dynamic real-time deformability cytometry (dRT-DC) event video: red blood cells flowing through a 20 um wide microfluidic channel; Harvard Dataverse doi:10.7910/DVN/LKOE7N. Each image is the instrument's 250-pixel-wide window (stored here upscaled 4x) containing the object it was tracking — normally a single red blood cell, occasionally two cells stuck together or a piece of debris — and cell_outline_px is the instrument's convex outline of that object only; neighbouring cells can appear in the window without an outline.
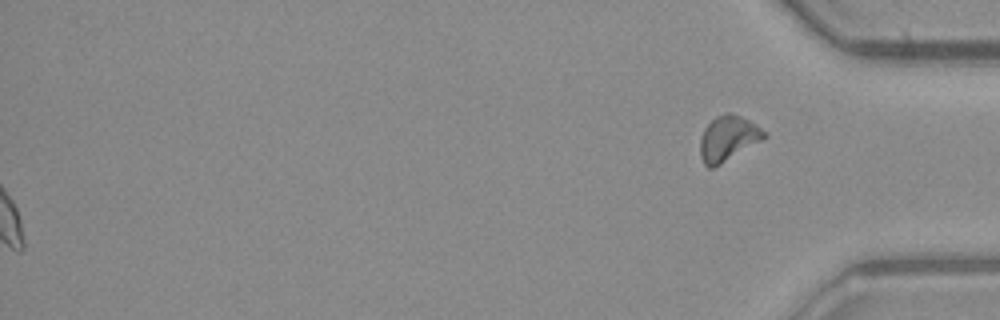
{"species": "common noctule bat (a hibernating species)", "species_latin": "Nyctalus noctula", "temperature_condition": "warm", "stored_images_in_passage": 49, "segment_of_instrument_passage": [2, 2], "camera_frame_rate_fps": 3000, "um_per_image_px": 0.085, "animal": {"sex": "male", "body_mass_g": 23.1, "forearm_length_mm": 52.7}, "frame": {"image": 1, "passage_image": 49, "time_ms": 16.0, "image_size_px": [1000, 320], "cell_outline_px": [[768, 136], [720, 164], [712, 168], [708, 168], [704, 164], [700, 156], [700, 140], [704, 128], [716, 116], [724, 112], [728, 112], [740, 116], [756, 124], [768, 132]], "centroid_in_image_um": [61.88, 11.75], "position_along_channel_um": 373.3, "area_um2": 16.76}}